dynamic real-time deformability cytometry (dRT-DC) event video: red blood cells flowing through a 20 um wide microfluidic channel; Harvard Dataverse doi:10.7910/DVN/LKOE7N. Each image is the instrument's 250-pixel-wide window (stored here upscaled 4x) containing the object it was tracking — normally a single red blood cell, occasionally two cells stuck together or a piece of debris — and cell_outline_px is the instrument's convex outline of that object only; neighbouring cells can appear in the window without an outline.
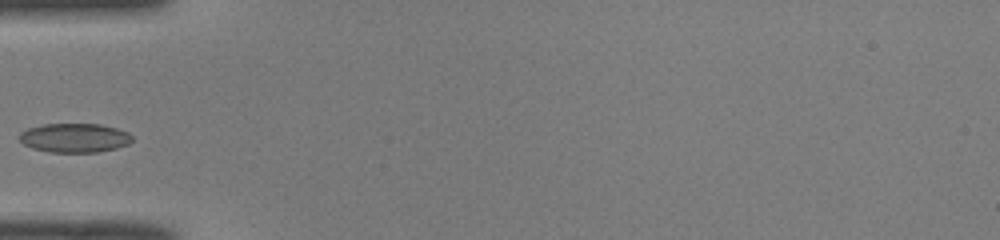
{"species": "common noctule bat (a hibernating species)", "species_latin": "Nyctalus noctula", "temperature_condition": "room temperature", "stored_images_in_passage": 34, "camera_frame_rate_fps": 3000, "um_per_image_px": 0.085, "animal": {"sex": "male", "body_mass_g": 19.0, "forearm_length_mm": 50.8}, "frame": {"image": 1, "passage_image": 1, "time_ms": 0.0, "image_size_px": [1000, 240], "cell_outline_px": [[132, 140], [128, 144], [116, 148], [96, 152], [48, 152], [32, 148], [24, 144], [16, 136], [20, 132], [28, 128], [44, 124], [100, 124], [116, 128], [128, 132], [132, 136]], "centroid_in_image_um": [6.31, 11.71], "position_along_channel_um": 78.7, "area_um2": 19.19}}
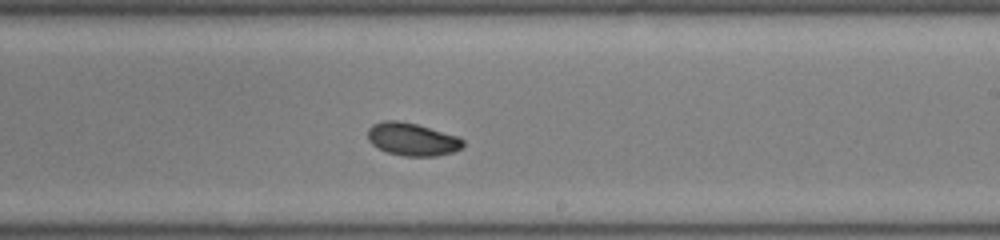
{"frame": {"image": 2, "passage_image": 14, "time_ms": 4.333, "image_size_px": [1000, 240], "cell_outline_px": [[464, 144], [460, 148], [452, 152], [436, 156], [404, 156], [388, 152], [372, 144], [368, 140], [368, 128], [372, 124], [384, 120], [396, 120], [416, 124], [456, 136], [464, 140]], "centroid_in_image_um": [35.01, 11.83], "position_along_channel_um": 254.0, "area_um2": 17.98}}
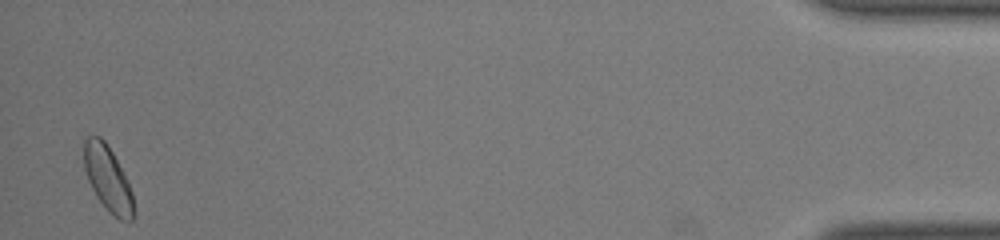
{"frame": {"image": 3, "passage_image": 33, "time_ms": 10.667, "image_size_px": [1000, 240], "cell_outline_px": [[136, 212], [132, 220], [120, 220], [108, 212], [96, 196], [88, 180], [84, 168], [84, 140], [88, 136], [100, 136], [104, 140], [112, 152], [128, 180], [132, 192]], "centroid_in_image_um": [9.19, 15.22], "position_along_channel_um": 426.0, "area_um2": 19.02}}